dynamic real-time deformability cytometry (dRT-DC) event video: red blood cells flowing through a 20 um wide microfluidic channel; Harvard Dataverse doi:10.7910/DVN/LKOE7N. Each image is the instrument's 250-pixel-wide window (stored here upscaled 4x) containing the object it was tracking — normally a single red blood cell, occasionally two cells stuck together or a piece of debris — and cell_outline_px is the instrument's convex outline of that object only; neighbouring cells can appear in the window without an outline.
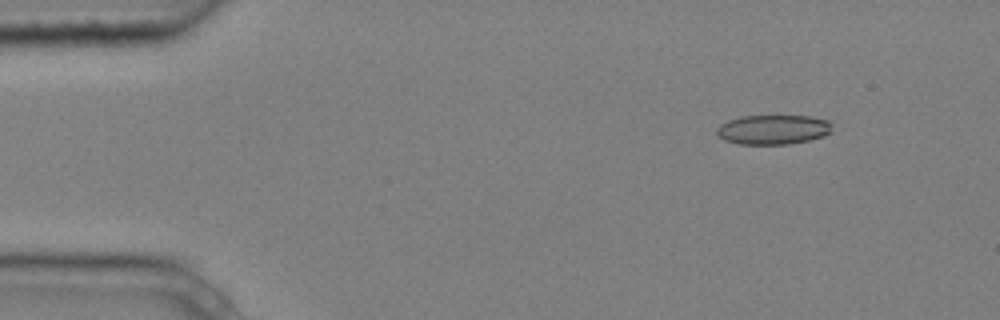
{"species": "common noctule bat (a hibernating species)", "species_latin": "Nyctalus noctula", "temperature_condition": "cold", "stored_images_in_passage": 9, "camera_frame_rate_fps": 3000, "um_per_image_px": 0.085, "animal": {"sex": "male", "body_mass_g": 20.4}, "frame": {"image": 1, "passage_image": 1, "time_ms": 0.0, "image_size_px": [1000, 320], "cell_outline_px": [[832, 132], [824, 136], [808, 140], [788, 144], [740, 144], [724, 140], [716, 132], [716, 128], [720, 124], [728, 120], [740, 116], [812, 116], [828, 120], [832, 124]], "centroid_in_image_um": [65.73, 11.01], "position_along_channel_um": 19.3, "area_um2": 20.0}}
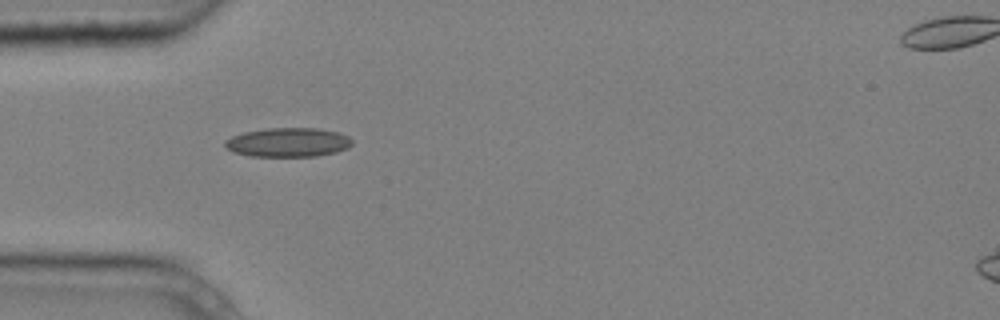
{"frame": {"image": 2, "passage_image": 4, "time_ms": 1.0, "image_size_px": [1000, 320], "cell_outline_px": [[352, 144], [348, 148], [336, 152], [316, 156], [248, 156], [232, 152], [224, 144], [224, 140], [232, 136], [244, 132], [268, 128], [316, 128], [340, 132], [348, 136], [352, 140]], "centroid_in_image_um": [24.49, 12.1], "position_along_channel_um": 60.5, "area_um2": 21.68}}
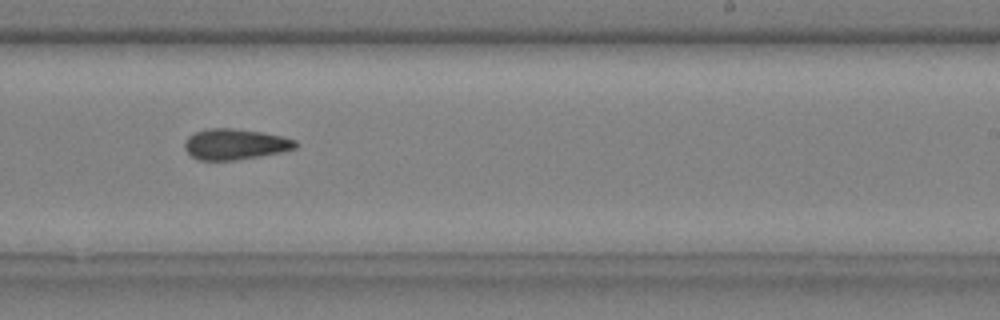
{"frame": {"image": 3, "passage_image": 9, "time_ms": 2.667, "image_size_px": [1000, 320], "cell_outline_px": [[300, 144], [296, 148], [280, 152], [260, 156], [236, 160], [200, 160], [192, 156], [184, 148], [184, 144], [188, 136], [196, 132], [208, 128], [236, 128], [284, 136], [296, 140]], "centroid_in_image_um": [20.01, 12.25], "position_along_channel_um": 269.0, "area_um2": 19.94}}